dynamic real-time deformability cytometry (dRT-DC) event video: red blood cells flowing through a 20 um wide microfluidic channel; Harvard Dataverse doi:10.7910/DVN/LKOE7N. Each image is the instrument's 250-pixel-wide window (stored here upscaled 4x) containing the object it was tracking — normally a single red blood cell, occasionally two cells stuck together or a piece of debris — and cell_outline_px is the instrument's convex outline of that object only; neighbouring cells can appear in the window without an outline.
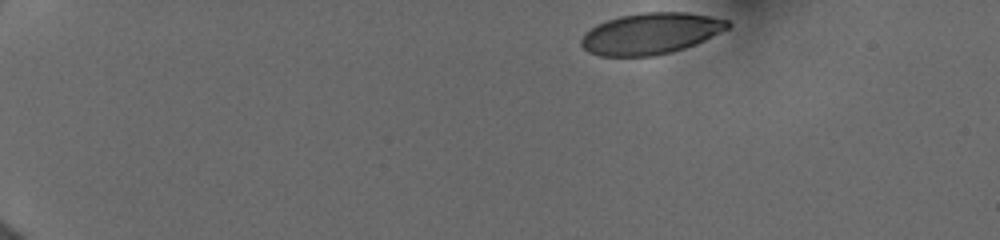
{"species": "human", "species_latin": "Homo sapiens", "temperature_condition": "cold", "stored_images_in_passage": 35, "camera_frame_rate_fps": 3000, "um_per_image_px": 0.085, "donor": {"sex": "female"}, "frame": {"image": 1, "passage_image": 1, "time_ms": 0.0, "image_size_px": [1000, 240], "cell_outline_px": [[732, 24], [728, 28], [696, 44], [672, 52], [656, 56], [600, 56], [588, 52], [580, 44], [580, 40], [584, 32], [596, 24], [620, 16], [644, 12], [688, 12], [728, 20]], "centroid_in_image_um": [55.28, 2.85], "position_along_channel_um": 29.7, "area_um2": 35.32}}
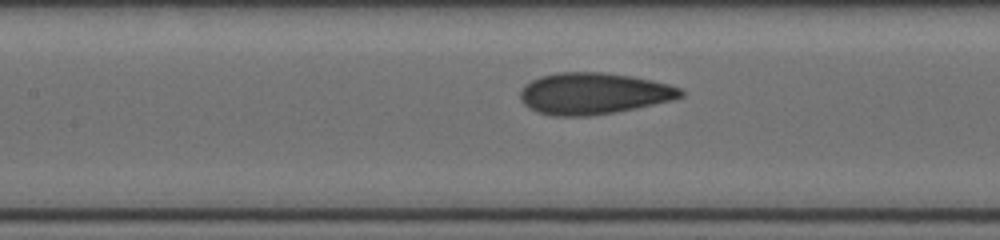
{"frame": {"image": 2, "passage_image": 19, "time_ms": 6.0, "image_size_px": [1000, 240], "cell_outline_px": [[684, 96], [672, 100], [636, 108], [588, 116], [552, 116], [536, 112], [528, 108], [520, 100], [520, 88], [524, 84], [540, 76], [556, 72], [600, 72], [632, 76], [652, 80], [668, 84], [680, 88], [684, 92]], "centroid_in_image_um": [50.41, 7.94], "position_along_channel_um": 157.0, "area_um2": 39.02}}
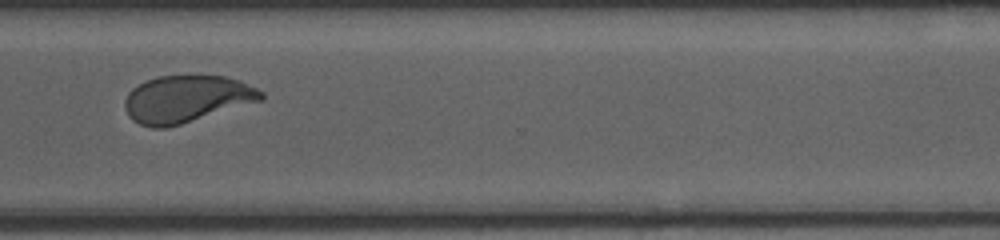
{"frame": {"image": 3, "passage_image": 34, "time_ms": 11.0, "image_size_px": [1000, 240], "cell_outline_px": [[264, 100], [180, 124], [164, 128], [152, 128], [140, 124], [132, 120], [128, 116], [124, 108], [124, 100], [128, 92], [132, 88], [148, 80], [160, 76], [224, 76], [236, 80], [256, 88], [264, 92]], "centroid_in_image_um": [15.83, 8.43], "position_along_channel_um": 354.8, "area_um2": 37.17}}